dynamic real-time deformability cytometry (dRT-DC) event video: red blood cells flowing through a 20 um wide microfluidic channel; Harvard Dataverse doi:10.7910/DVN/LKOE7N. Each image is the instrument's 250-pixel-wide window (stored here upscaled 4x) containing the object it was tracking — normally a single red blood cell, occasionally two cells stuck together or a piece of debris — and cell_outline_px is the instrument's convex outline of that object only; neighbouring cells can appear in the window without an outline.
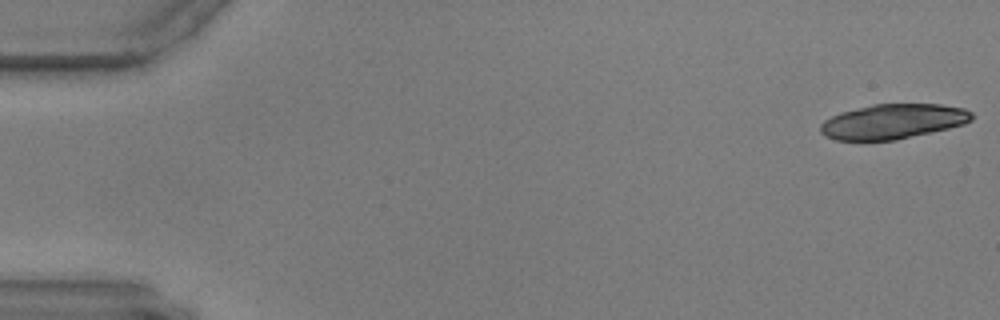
{"species": "common noctule bat (a hibernating species)", "species_latin": "Nyctalus noctula", "temperature_condition": "warm", "stored_images_in_passage": 8, "camera_frame_rate_fps": 3000, "um_per_image_px": 0.085, "animal": {"sex": "male", "body_mass_g": 17.9, "forearm_length_mm": 54.2}, "frame": {"image": 1, "passage_image": 1, "time_ms": 0.0, "image_size_px": [1000, 320], "cell_outline_px": [[972, 120], [964, 124], [948, 128], [896, 140], [836, 140], [824, 136], [820, 132], [820, 124], [824, 120], [840, 112], [872, 104], [940, 104], [964, 108], [972, 112]], "centroid_in_image_um": [75.88, 10.32], "position_along_channel_um": 9.1, "area_um2": 30.75}}